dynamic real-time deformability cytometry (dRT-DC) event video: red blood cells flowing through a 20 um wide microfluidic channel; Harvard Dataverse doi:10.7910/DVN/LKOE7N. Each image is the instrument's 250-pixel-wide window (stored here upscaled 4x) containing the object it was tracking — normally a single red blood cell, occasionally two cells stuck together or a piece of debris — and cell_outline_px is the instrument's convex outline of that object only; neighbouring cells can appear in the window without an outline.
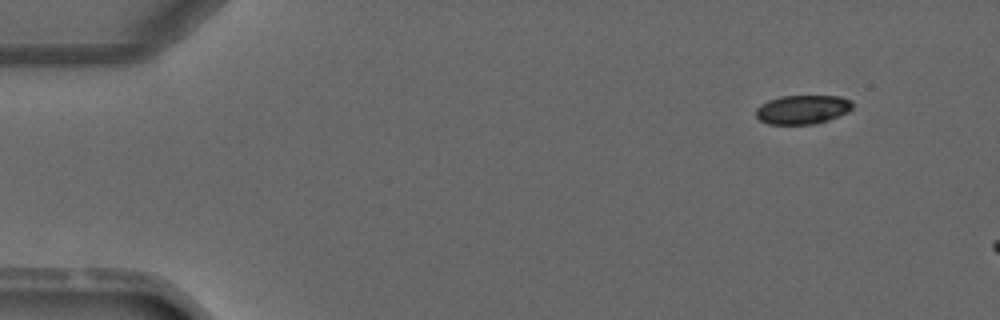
{"species": "common noctule bat (a hibernating species)", "species_latin": "Nyctalus noctula", "temperature_condition": "warm", "stored_images_in_passage": 4, "segment_of_instrument_passage": [2, 2], "camera_frame_rate_fps": 3000, "um_per_image_px": 0.085, "animal": {"sex": "male", "forearm_length_mm": 52.5}, "frame": {"image": 1, "passage_image": 4, "time_ms": 5.0, "image_size_px": [1000, 320], "cell_outline_px": [[852, 108], [848, 112], [840, 116], [816, 124], [768, 124], [760, 120], [756, 116], [756, 108], [760, 104], [768, 100], [780, 96], [840, 96], [852, 100]], "centroid_in_image_um": [68.22, 9.31], "position_along_channel_um": 16.8, "area_um2": 16.47}}